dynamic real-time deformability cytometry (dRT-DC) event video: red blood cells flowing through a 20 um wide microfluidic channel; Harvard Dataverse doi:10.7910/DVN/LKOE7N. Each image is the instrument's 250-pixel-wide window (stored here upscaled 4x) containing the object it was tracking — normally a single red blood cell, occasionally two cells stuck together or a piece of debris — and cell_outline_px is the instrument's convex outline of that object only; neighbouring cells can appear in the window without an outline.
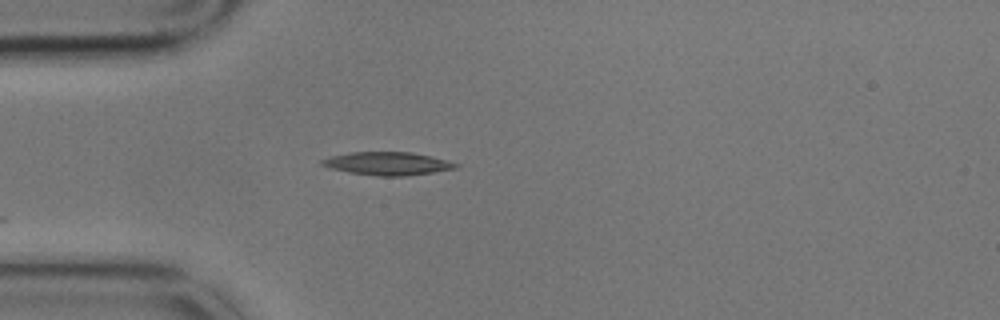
{"species": "common noctule bat (a hibernating species)", "species_latin": "Nyctalus noctula", "temperature_condition": "cold", "stored_images_in_passage": 5, "camera_frame_rate_fps": 3000, "um_per_image_px": 0.085, "animal": {"sex": "male", "body_mass_g": 17.9}, "frame": {"image": 1, "passage_image": 5, "time_ms": 1.333, "image_size_px": [1000, 320], "cell_outline_px": [[460, 164], [456, 168], [432, 172], [404, 176], [376, 176], [348, 172], [328, 168], [320, 164], [320, 160], [332, 156], [352, 152], [412, 152], [432, 156], [448, 160]], "centroid_in_image_um": [32.93, 13.9], "position_along_channel_um": 52.1, "area_um2": 18.03}}